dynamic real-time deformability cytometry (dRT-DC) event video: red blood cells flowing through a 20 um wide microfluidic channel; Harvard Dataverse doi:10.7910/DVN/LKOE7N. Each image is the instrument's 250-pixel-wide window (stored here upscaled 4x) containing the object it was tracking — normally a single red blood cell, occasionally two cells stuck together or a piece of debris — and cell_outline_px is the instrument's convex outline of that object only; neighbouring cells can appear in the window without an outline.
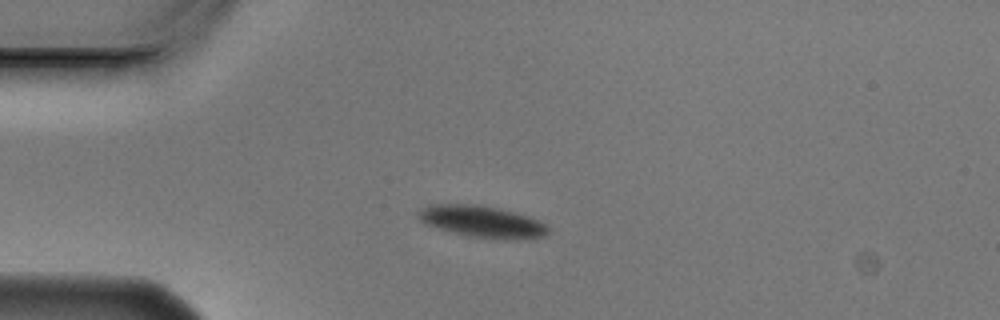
{"species": "Egyptian fruit bat (a non-hibernating species)", "species_latin": "Rousettus aegyptiacus", "temperature_condition": "cold", "stored_images_in_passage": 6, "camera_frame_rate_fps": 3000, "um_per_image_px": 0.085, "animal": {"sex": "male"}, "frame": {"image": 1, "passage_image": 3, "time_ms": 0.667, "image_size_px": [1000, 320], "cell_outline_px": [[548, 232], [544, 236], [468, 236], [452, 232], [424, 224], [420, 220], [416, 212], [420, 208], [428, 204], [476, 204], [496, 208], [528, 216], [544, 224], [548, 228]], "centroid_in_image_um": [40.79, 18.76], "position_along_channel_um": 44.2, "area_um2": 22.72}}
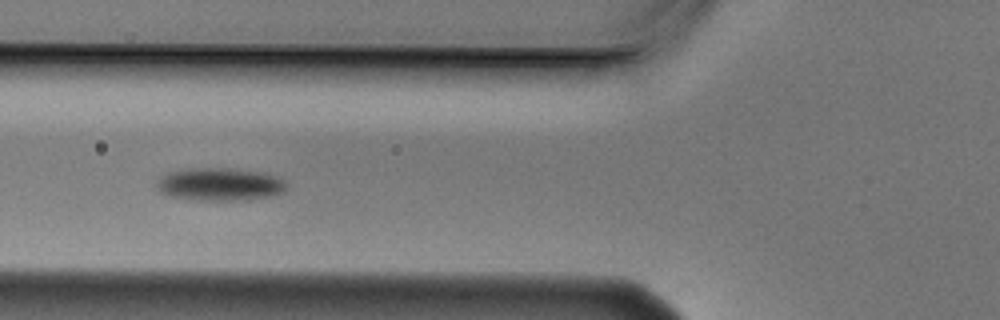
{"frame": {"image": 2, "passage_image": 5, "time_ms": 1.333, "image_size_px": [1000, 320], "cell_outline_px": [[284, 188], [280, 192], [248, 200], [204, 200], [172, 196], [160, 192], [156, 184], [160, 176], [168, 172], [188, 168], [228, 168], [256, 172], [272, 176], [280, 180], [284, 184]], "centroid_in_image_um": [18.55, 15.66], "position_along_channel_um": 107.2, "area_um2": 23.99}}
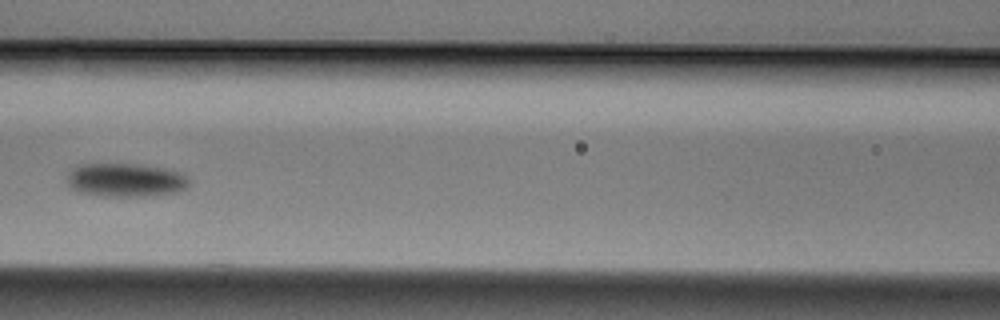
{"frame": {"image": 3, "passage_image": 6, "time_ms": 1.667, "image_size_px": [1000, 320], "cell_outline_px": [[188, 184], [184, 188], [176, 192], [132, 196], [108, 196], [80, 192], [72, 188], [68, 184], [68, 176], [72, 168], [84, 164], [136, 164], [164, 168], [176, 172], [184, 176], [188, 180]], "centroid_in_image_um": [10.62, 15.29], "position_along_channel_um": 156.0, "area_um2": 23.12}}